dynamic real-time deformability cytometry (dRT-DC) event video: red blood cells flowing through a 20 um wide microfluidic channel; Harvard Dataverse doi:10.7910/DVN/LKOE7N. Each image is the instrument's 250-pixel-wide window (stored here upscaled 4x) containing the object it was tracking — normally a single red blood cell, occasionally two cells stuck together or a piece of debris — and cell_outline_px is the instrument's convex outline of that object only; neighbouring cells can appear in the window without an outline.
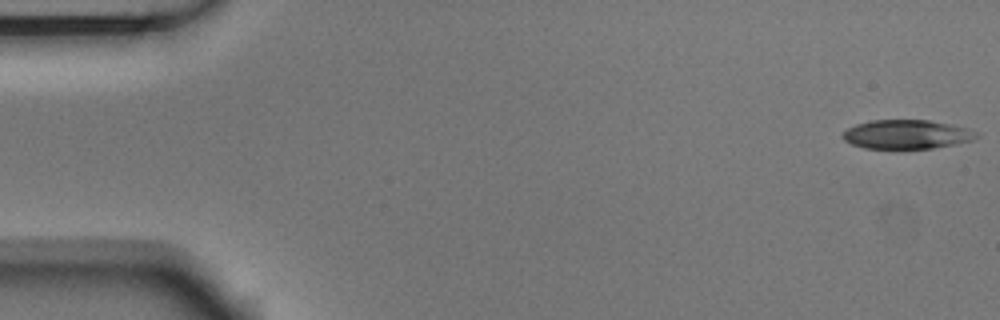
{"species": "Egyptian fruit bat (a non-hibernating species)", "species_latin": "Rousettus aegyptiacus", "temperature_condition": "room temperature", "stored_images_in_passage": 53, "camera_frame_rate_fps": 3000, "um_per_image_px": 0.085, "animal": {"sex": "male"}, "frame": {"image": 1, "passage_image": 1, "time_ms": 0.0, "image_size_px": [1000, 320], "cell_outline_px": [[980, 136], [972, 140], [956, 144], [932, 148], [896, 152], [864, 148], [852, 144], [844, 140], [840, 136], [848, 128], [856, 124], [872, 120], [928, 120], [952, 124], [968, 128], [976, 132]], "centroid_in_image_um": [77.05, 11.47], "position_along_channel_um": 8.0, "area_um2": 23.58}}
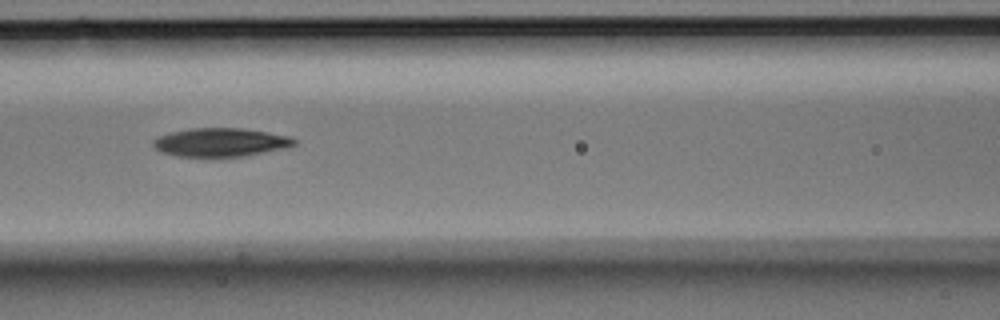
{"frame": {"image": 2, "passage_image": 23, "time_ms": 7.333, "image_size_px": [1000, 320], "cell_outline_px": [[296, 144], [284, 148], [244, 156], [176, 156], [160, 152], [152, 144], [152, 140], [160, 136], [172, 132], [192, 128], [240, 128], [268, 132], [292, 136], [296, 140]], "centroid_in_image_um": [18.76, 12.09], "position_along_channel_um": 147.8, "area_um2": 23.29}}
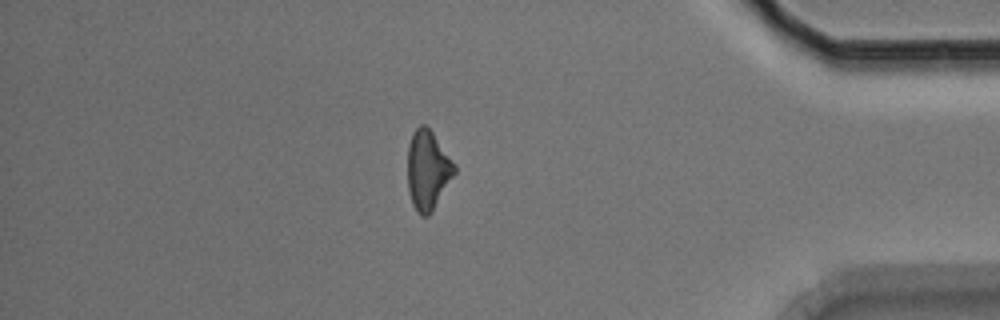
{"frame": {"image": 3, "passage_image": 46, "time_ms": 15.0, "image_size_px": [1000, 320], "cell_outline_px": [[456, 172], [432, 212], [428, 216], [420, 216], [416, 212], [412, 204], [408, 188], [408, 144], [412, 132], [420, 124], [424, 124], [432, 132], [456, 164]], "centroid_in_image_um": [36.36, 14.47], "position_along_channel_um": 398.8, "area_um2": 21.79}, "authors_computed_cell_mechanics": {"area_um2": 23.698, "velocity_mm_per_s": 3.73, "shape_relaxation_time_tau1_ms": 4.6552, "shape_relaxation_time_tau2_ms": null, "deformation_change_tau1": 0.1261, "deformation_change_tau2": null}}